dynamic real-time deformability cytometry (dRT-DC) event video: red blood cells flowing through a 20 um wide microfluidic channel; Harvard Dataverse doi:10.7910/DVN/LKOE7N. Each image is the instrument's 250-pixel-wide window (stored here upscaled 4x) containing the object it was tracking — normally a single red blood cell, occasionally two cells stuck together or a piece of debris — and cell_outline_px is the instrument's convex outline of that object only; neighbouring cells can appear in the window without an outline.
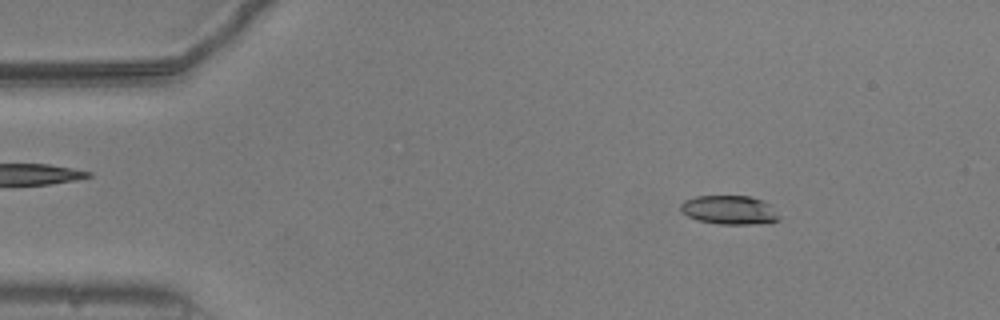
{"species": "common noctule bat (a hibernating species)", "species_latin": "Nyctalus noctula", "temperature_condition": "warm", "stored_images_in_passage": 53, "camera_frame_rate_fps": 3000, "um_per_image_px": 0.085, "animal": {"sex": "male", "body_mass_g": 20.5, "forearm_length_mm": 52.5}, "frame": {"image": 1, "passage_image": 7, "time_ms": 2.0, "image_size_px": [1000, 320], "cell_outline_px": [[780, 220], [772, 224], [720, 224], [696, 220], [680, 212], [680, 204], [684, 200], [696, 196], [748, 196], [764, 200], [780, 216]], "centroid_in_image_um": [62.01, 17.86], "position_along_channel_um": 23.0, "area_um2": 16.88}}
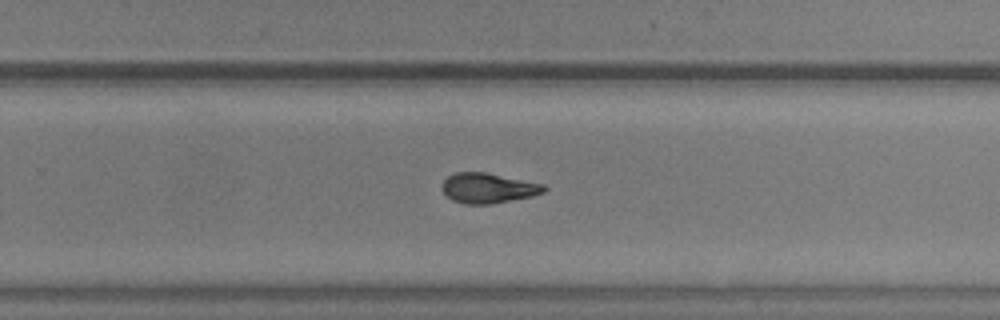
{"frame": {"image": 2, "passage_image": 34, "time_ms": 11.0, "image_size_px": [1000, 320], "cell_outline_px": [[548, 188], [544, 192], [532, 196], [492, 204], [464, 204], [452, 200], [440, 188], [440, 184], [448, 176], [456, 172], [484, 172], [544, 184]], "centroid_in_image_um": [41.47, 15.99], "position_along_channel_um": 288.3, "area_um2": 17.92}}
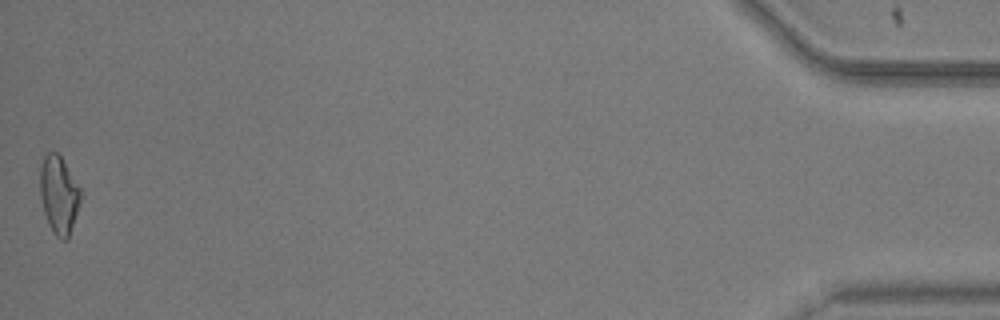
{"frame": {"image": 3, "passage_image": 53, "time_ms": 17.333, "image_size_px": [1000, 320], "cell_outline_px": [[80, 204], [68, 240], [60, 240], [56, 236], [48, 224], [44, 212], [40, 196], [40, 168], [44, 156], [48, 152], [56, 152], [60, 156], [80, 188]], "centroid_in_image_um": [5.0, 16.59], "position_along_channel_um": 430.2, "area_um2": 18.26}, "authors_computed_cell_mechanics": {"area_um2": 17.9758, "velocity_mm_per_s": 3.7726, "shape_relaxation_time_tau1_ms": 5.0224, "shape_relaxation_time_tau2_ms": 2.5278, "deformation_change_tau1": 0.1772, "deformation_change_tau2": 0.1015}}